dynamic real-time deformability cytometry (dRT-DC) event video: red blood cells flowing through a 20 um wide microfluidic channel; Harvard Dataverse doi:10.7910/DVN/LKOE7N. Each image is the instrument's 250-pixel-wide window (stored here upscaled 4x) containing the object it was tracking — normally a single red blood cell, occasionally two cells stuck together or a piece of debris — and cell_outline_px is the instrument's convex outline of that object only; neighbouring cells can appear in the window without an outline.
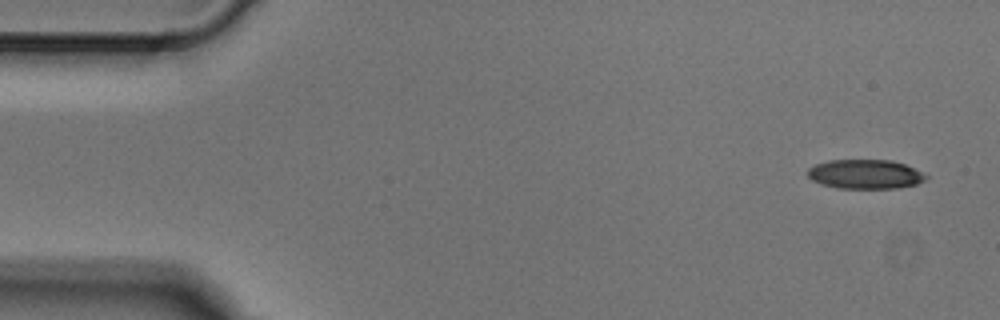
{"species": "Egyptian fruit bat (a non-hibernating species)", "species_latin": "Rousettus aegyptiacus", "temperature_condition": "cold", "stored_images_in_passage": 4, "camera_frame_rate_fps": 3000, "um_per_image_px": 0.085, "animal": {"sex": "male"}, "frame": {"image": 1, "passage_image": 1, "time_ms": 0.0, "image_size_px": [1000, 320], "cell_outline_px": [[928, 176], [924, 180], [916, 184], [896, 188], [836, 188], [820, 184], [812, 180], [808, 176], [808, 168], [816, 164], [828, 160], [892, 160], [904, 164], [924, 172]], "centroid_in_image_um": [73.53, 14.8], "position_along_channel_um": 11.5, "area_um2": 20.23}}
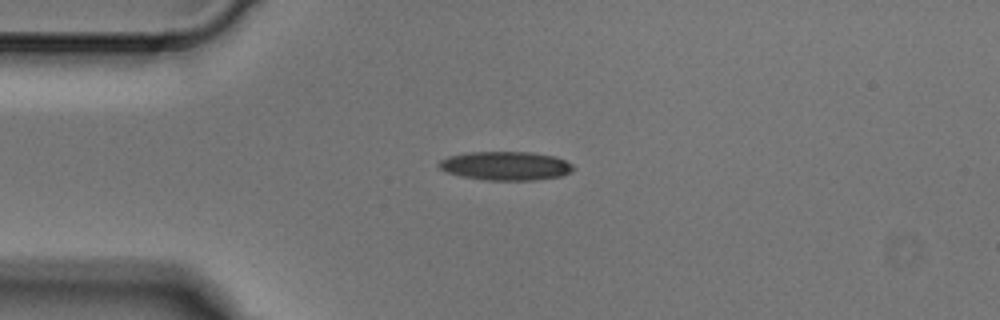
{"frame": {"image": 2, "passage_image": 3, "time_ms": 0.667, "image_size_px": [1000, 320], "cell_outline_px": [[576, 168], [572, 172], [560, 176], [532, 180], [484, 180], [460, 176], [448, 172], [440, 168], [436, 164], [440, 160], [448, 156], [464, 152], [532, 152], [556, 156], [572, 164]], "centroid_in_image_um": [42.98, 14.09], "position_along_channel_um": 42.0, "area_um2": 22.72}}
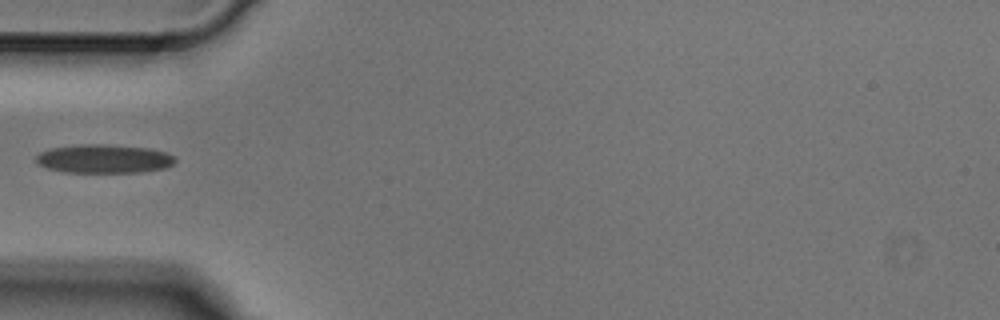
{"frame": {"image": 3, "passage_image": 4, "time_ms": 1.0, "image_size_px": [1000, 320], "cell_outline_px": [[176, 160], [172, 164], [164, 168], [140, 172], [64, 172], [48, 168], [36, 164], [36, 156], [40, 152], [52, 148], [80, 144], [104, 144], [148, 148], [168, 152], [176, 156]], "centroid_in_image_um": [8.84, 13.49], "position_along_channel_um": 76.2, "area_um2": 23.29}}